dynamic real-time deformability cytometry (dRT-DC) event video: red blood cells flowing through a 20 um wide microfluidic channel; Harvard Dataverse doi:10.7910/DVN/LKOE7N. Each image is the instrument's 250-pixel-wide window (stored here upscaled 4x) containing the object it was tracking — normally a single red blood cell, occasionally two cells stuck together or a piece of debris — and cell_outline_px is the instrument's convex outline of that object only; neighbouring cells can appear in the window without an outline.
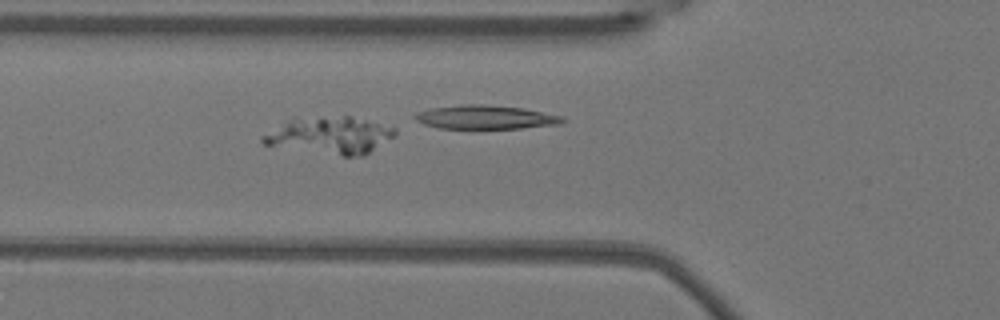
{"species": "Egyptian fruit bat (a non-hibernating species)", "species_latin": "Rousettus aegyptiacus", "temperature_condition": "warm", "stored_images_in_passage": 39, "camera_frame_rate_fps": 3000, "um_per_image_px": 0.085, "animal": {"sex": "female"}, "frame": {"image": 1, "passage_image": 4, "time_ms": 1.0, "image_size_px": [1000, 320], "cell_outline_px": [[396, 136], [364, 156], [344, 156], [260, 144], [260, 136], [292, 116], [352, 116], [396, 128]], "centroid_in_image_um": [28.01, 11.48], "position_along_channel_um": 97.8, "area_um2": 29.13}}